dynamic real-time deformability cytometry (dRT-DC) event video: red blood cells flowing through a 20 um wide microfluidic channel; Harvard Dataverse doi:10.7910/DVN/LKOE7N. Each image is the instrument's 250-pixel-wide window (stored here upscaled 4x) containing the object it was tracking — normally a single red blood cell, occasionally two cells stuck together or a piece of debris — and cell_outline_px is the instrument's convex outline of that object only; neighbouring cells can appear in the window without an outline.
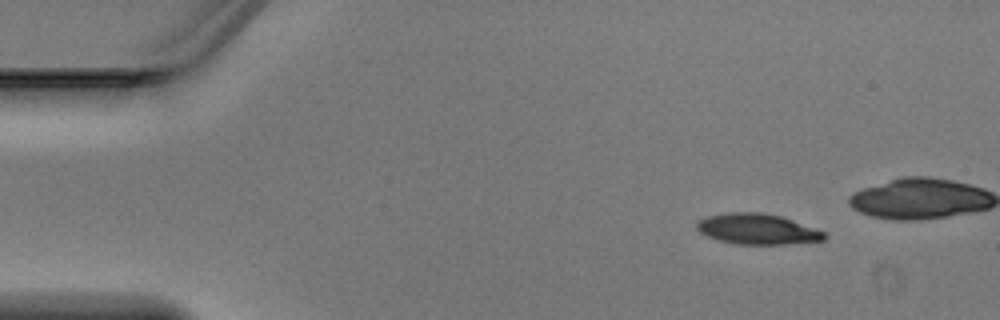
{"species": "Egyptian fruit bat (a non-hibernating species)", "species_latin": "Rousettus aegyptiacus", "temperature_condition": "warm", "stored_images_in_passage": 4, "camera_frame_rate_fps": 3000, "um_per_image_px": 0.085, "animal": {"sex": "male"}, "frame": {"image": 1, "passage_image": 1, "time_ms": 0.0, "image_size_px": [1000, 320], "cell_outline_px": [[824, 240], [788, 244], [736, 244], [720, 240], [708, 236], [700, 232], [696, 228], [696, 224], [700, 220], [708, 216], [728, 212], [760, 212], [780, 216], [792, 220], [824, 232]], "centroid_in_image_um": [64.35, 19.47], "position_along_channel_um": 20.7, "area_um2": 22.37}}